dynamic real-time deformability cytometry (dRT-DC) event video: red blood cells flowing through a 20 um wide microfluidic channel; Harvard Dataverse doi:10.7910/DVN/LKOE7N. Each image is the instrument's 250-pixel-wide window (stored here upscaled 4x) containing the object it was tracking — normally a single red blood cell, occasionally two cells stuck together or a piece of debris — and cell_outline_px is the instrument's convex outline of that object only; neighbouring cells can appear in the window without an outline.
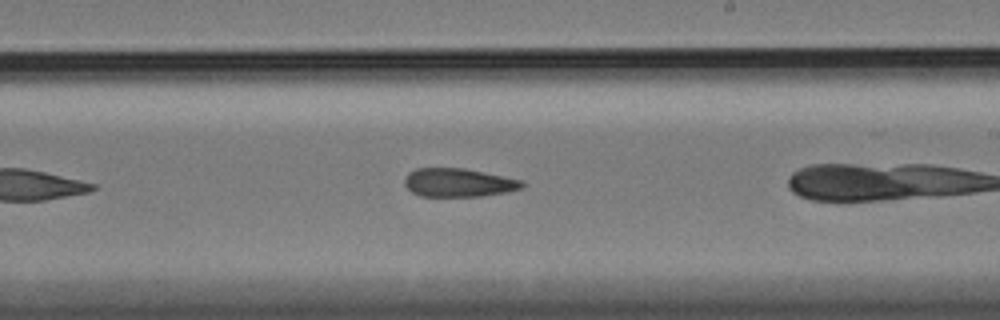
{"species": "Egyptian fruit bat (a non-hibernating species)", "species_latin": "Rousettus aegyptiacus", "temperature_condition": "cold", "stored_images_in_passage": 26, "camera_frame_rate_fps": 3000, "um_per_image_px": 0.085, "animal": {"sex": "female"}, "frame": {"image": 1, "passage_image": 18, "time_ms": 5.667, "image_size_px": [1000, 320], "cell_outline_px": [[524, 188], [508, 192], [480, 196], [420, 196], [412, 192], [404, 184], [404, 180], [408, 172], [416, 168], [464, 168], [520, 180], [524, 184]], "centroid_in_image_um": [38.94, 15.52], "position_along_channel_um": 250.1, "area_um2": 19.42}}